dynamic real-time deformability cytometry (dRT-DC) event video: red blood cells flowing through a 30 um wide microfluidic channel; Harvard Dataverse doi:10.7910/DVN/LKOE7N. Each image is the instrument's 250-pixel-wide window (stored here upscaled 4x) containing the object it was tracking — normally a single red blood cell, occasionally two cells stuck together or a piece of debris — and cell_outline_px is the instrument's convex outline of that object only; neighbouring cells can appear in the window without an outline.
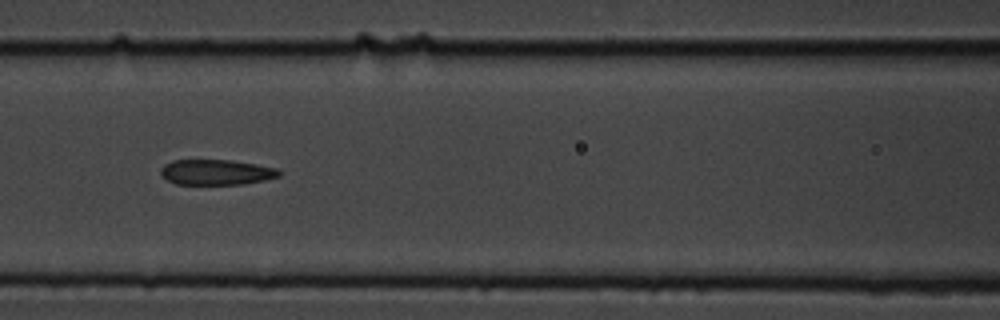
{"species": "common noctule bat (a hibernating species)", "species_latin": "Nyctalus noctula", "temperature_condition": "cold", "stored_images_in_passage": 11, "camera_frame_rate_fps": 3000, "um_per_image_px": 0.085, "animal": {"sex": "male", "body_mass_g": 19.5, "forearm_length_mm": 54.6}, "frame": {"image": 1, "passage_image": 7, "time_ms": 2.0, "image_size_px": [1000, 320], "cell_outline_px": [[284, 172], [280, 176], [264, 180], [244, 184], [176, 184], [168, 180], [160, 172], [160, 168], [164, 164], [172, 160], [232, 160], [256, 164], [276, 168]], "centroid_in_image_um": [18.41, 14.63], "position_along_channel_um": 148.2, "area_um2": 17.57}}
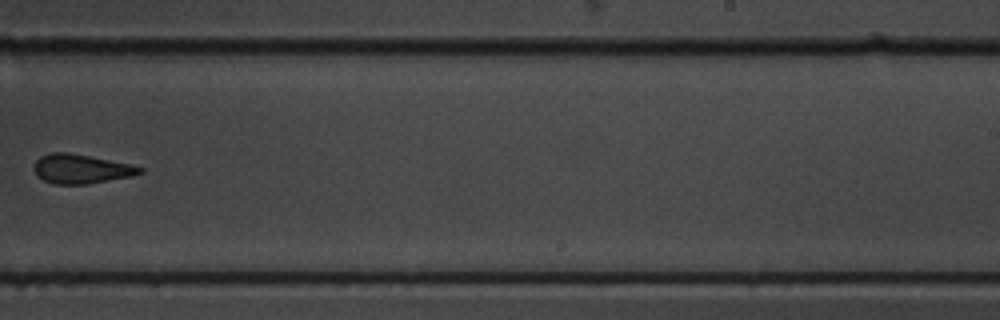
{"frame": {"image": 2, "passage_image": 10, "time_ms": 3.0, "image_size_px": [1000, 320], "cell_outline_px": [[144, 172], [132, 176], [88, 184], [52, 184], [36, 176], [32, 168], [32, 164], [40, 156], [52, 152], [68, 152], [128, 164], [144, 168]], "centroid_in_image_um": [6.83, 14.36], "position_along_channel_um": 282.2, "area_um2": 18.09}}
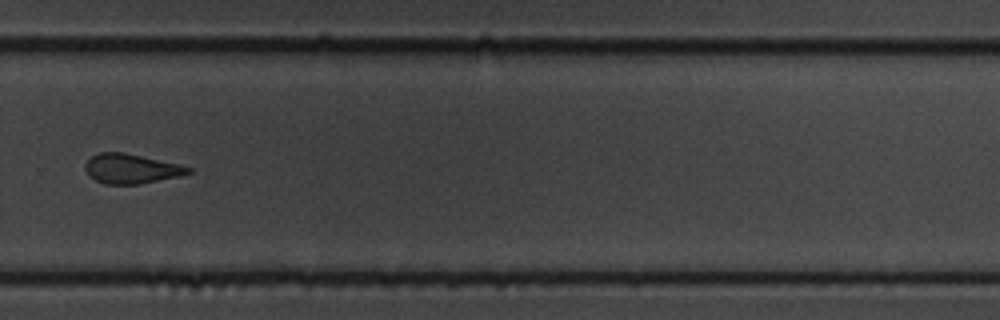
{"frame": {"image": 3, "passage_image": 11, "time_ms": 3.333, "image_size_px": [1000, 320], "cell_outline_px": [[192, 172], [180, 176], [140, 184], [104, 184], [88, 176], [84, 168], [84, 164], [92, 156], [100, 152], [124, 152], [180, 164], [192, 168]], "centroid_in_image_um": [11.15, 14.34], "position_along_channel_um": 318.7, "area_um2": 17.92}}